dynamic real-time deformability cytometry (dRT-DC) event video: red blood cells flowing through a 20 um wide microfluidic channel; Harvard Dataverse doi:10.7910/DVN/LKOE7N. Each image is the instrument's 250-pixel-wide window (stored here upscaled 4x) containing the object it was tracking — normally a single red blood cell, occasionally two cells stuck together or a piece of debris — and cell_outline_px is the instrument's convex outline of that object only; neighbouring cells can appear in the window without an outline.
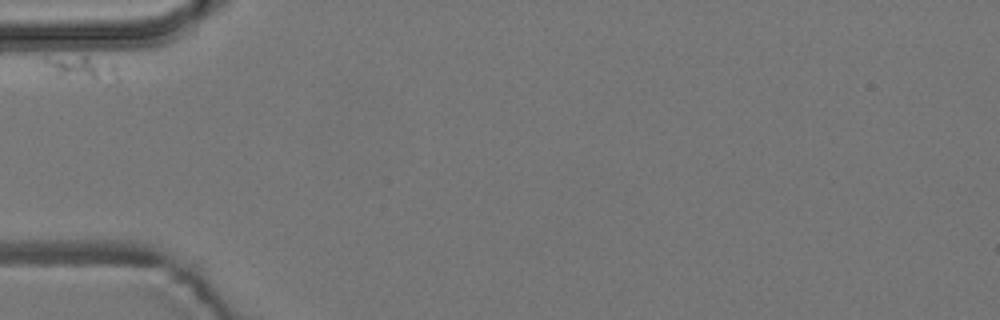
{"species": "common noctule bat (a hibernating species)", "species_latin": "Nyctalus noctula", "temperature_condition": "room temperature", "stored_images_in_passage": 3, "camera_frame_rate_fps": 3000, "um_per_image_px": 0.085, "animal": {"sex": "male", "body_mass_g": 19.2, "forearm_length_mm": 51.8}, "frame": {"image": 1, "passage_image": 1, "time_ms": 0.0, "image_size_px": [1000, 320], "cell_outline_px": [[116, 84], [108, 84], [48, 76], [44, 72], [44, 56], [88, 56], [112, 64], [116, 68]], "centroid_in_image_um": [6.83, 5.86], "position_along_channel_um": 78.2, "area_um2": 11.56}}
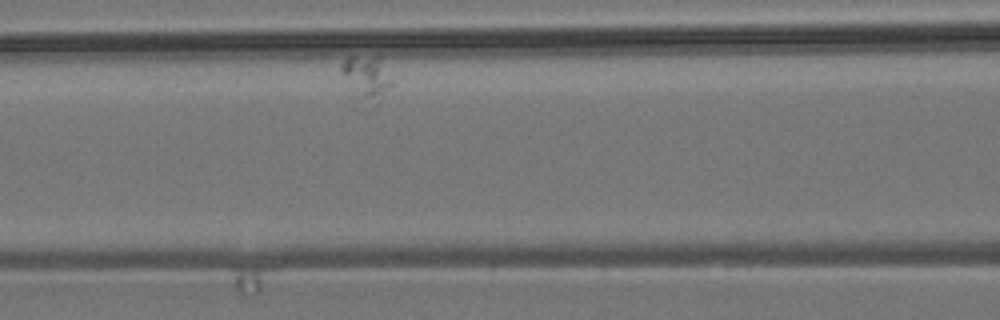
{"frame": {"image": 2, "passage_image": 3, "time_ms": 2.333, "image_size_px": [1000, 320], "cell_outline_px": [[392, 84], [380, 92], [368, 96], [364, 96], [340, 72], [340, 64], [348, 56], [376, 52]], "centroid_in_image_um": [31.09, 6.23], "position_along_channel_um": 135.5, "area_um2": 10.87}}